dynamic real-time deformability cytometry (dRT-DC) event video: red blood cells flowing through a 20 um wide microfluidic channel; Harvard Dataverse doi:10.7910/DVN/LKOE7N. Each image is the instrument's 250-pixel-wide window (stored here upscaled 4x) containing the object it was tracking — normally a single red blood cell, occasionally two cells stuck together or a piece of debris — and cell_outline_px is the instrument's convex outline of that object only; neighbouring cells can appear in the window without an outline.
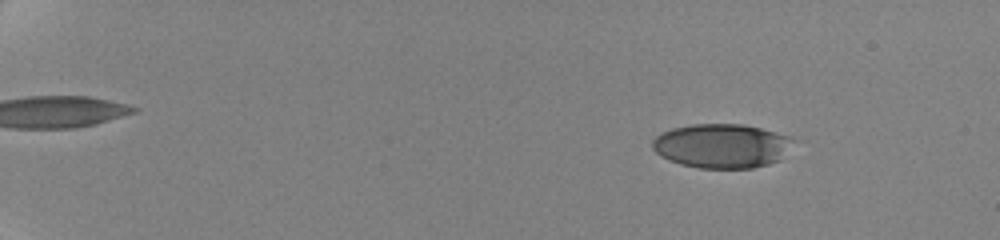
{"species": "human", "species_latin": "Homo sapiens", "temperature_condition": "cold", "stored_images_in_passage": 46, "camera_frame_rate_fps": 3000, "um_per_image_px": 0.085, "donor": {"sex": "female"}, "frame": {"image": 1, "passage_image": 7, "time_ms": 2.0, "image_size_px": [1000, 240], "cell_outline_px": [[796, 140], [780, 160], [768, 164], [752, 168], [700, 168], [680, 164], [668, 160], [660, 156], [652, 148], [652, 140], [656, 136], [672, 128], [692, 124], [744, 124], [792, 136]], "centroid_in_image_um": [61.37, 12.4], "position_along_channel_um": 23.6, "area_um2": 36.53}}
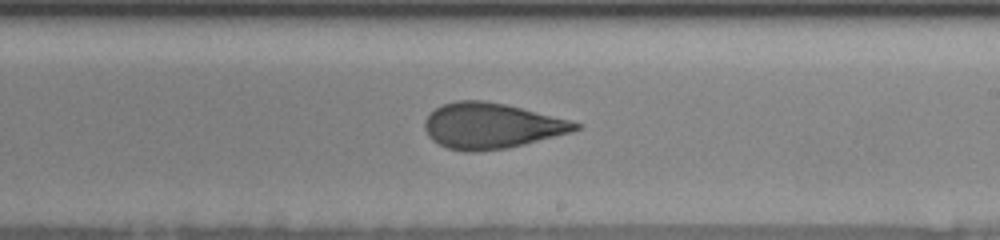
{"frame": {"image": 2, "passage_image": 26, "time_ms": 12.333, "image_size_px": [1000, 240], "cell_outline_px": [[580, 128], [572, 132], [508, 148], [476, 152], [464, 152], [448, 148], [432, 140], [428, 136], [424, 128], [424, 120], [436, 108], [444, 104], [456, 100], [484, 100], [504, 104], [568, 120], [580, 124]], "centroid_in_image_um": [41.72, 10.7], "position_along_channel_um": 247.3, "area_um2": 39.71}}
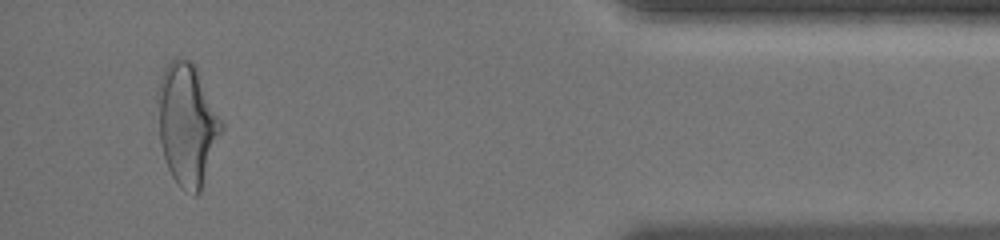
{"frame": {"image": 3, "passage_image": 44, "time_ms": 18.333, "image_size_px": [1000, 240], "cell_outline_px": [[224, 124], [200, 192], [196, 196], [192, 196], [184, 192], [180, 188], [172, 176], [168, 168], [164, 156], [160, 140], [156, 96], [156, 88], [160, 76], [164, 68], [176, 56], [192, 60], [224, 120]], "centroid_in_image_um": [15.9, 10.53], "position_along_channel_um": 419.3, "area_um2": 45.89}, "authors_computed_cell_mechanics": {"area_um2": 39.8242, "velocity_mm_per_s": 3.5388, "shape_relaxation_time_tau1_ms": 5.9411, "shape_relaxation_time_tau2_ms": 1.5222, "deformation_change_tau1": 0.1742, "deformation_change_tau2": 0.0911}}